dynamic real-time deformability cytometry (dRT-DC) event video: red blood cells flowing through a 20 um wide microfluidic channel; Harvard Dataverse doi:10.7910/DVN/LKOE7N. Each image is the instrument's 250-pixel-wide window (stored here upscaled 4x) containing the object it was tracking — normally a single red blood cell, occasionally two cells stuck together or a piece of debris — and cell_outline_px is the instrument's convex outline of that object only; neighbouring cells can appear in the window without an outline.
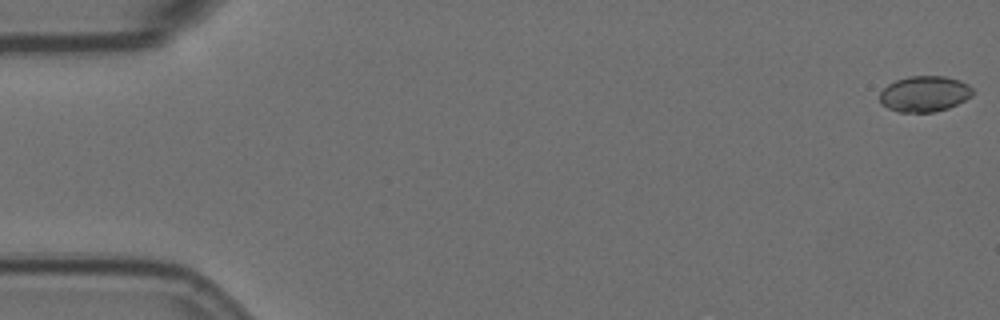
{"species": "Egyptian fruit bat (a non-hibernating species)", "species_latin": "Rousettus aegyptiacus", "temperature_condition": "room temperature", "stored_images_in_passage": 51, "camera_frame_rate_fps": 3000, "um_per_image_px": 0.085, "animal": {"sex": "female"}, "frame": {"image": 1, "passage_image": 1, "time_ms": 0.0, "image_size_px": [1000, 320], "cell_outline_px": [[976, 92], [972, 96], [948, 108], [936, 112], [900, 112], [888, 108], [880, 104], [880, 92], [888, 84], [896, 80], [908, 76], [944, 76], [960, 80], [968, 84]], "centroid_in_image_um": [78.59, 7.97], "position_along_channel_um": 6.4, "area_um2": 19.54}}
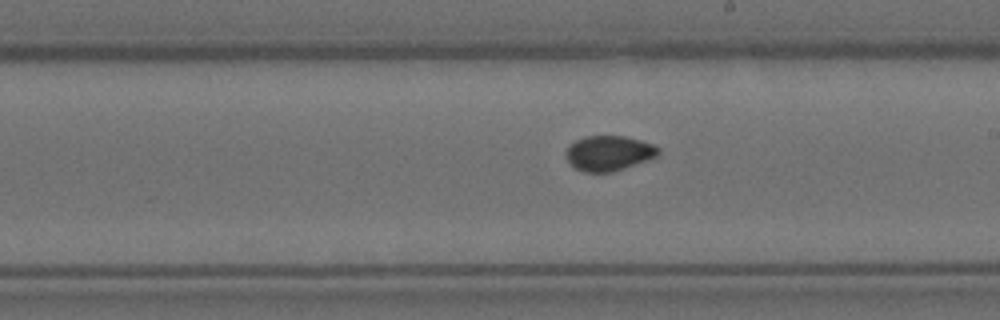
{"frame": {"image": 2, "passage_image": 33, "time_ms": 10.667, "image_size_px": [1000, 320], "cell_outline_px": [[660, 152], [656, 156], [648, 160], [612, 172], [584, 172], [572, 168], [564, 156], [564, 152], [568, 144], [584, 136], [624, 136], [640, 140], [652, 144], [660, 148]], "centroid_in_image_um": [51.68, 13.02], "position_along_channel_um": 237.3, "area_um2": 19.19}}
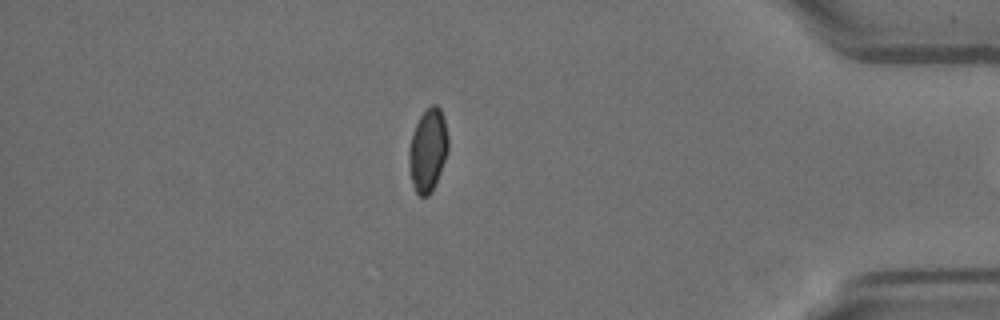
{"frame": {"image": 3, "passage_image": 50, "time_ms": 16.333, "image_size_px": [1000, 320], "cell_outline_px": [[448, 152], [432, 192], [428, 196], [420, 196], [416, 192], [412, 184], [408, 168], [408, 148], [416, 124], [420, 116], [432, 104], [436, 104], [440, 108], [444, 120], [448, 136]], "centroid_in_image_um": [36.36, 12.79], "position_along_channel_um": 398.8, "area_um2": 19.02}}